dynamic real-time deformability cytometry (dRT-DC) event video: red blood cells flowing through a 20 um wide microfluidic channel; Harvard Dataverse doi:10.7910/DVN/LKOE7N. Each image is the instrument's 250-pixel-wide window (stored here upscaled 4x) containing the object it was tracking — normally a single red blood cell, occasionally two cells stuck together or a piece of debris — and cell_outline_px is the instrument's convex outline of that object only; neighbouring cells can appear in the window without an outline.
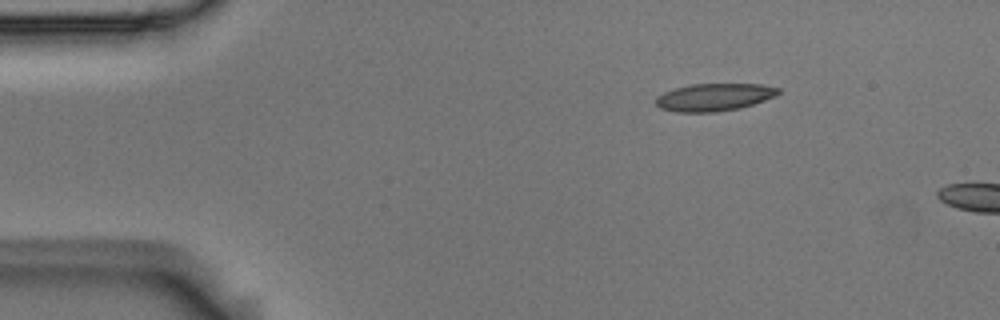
{"species": "Egyptian fruit bat (a non-hibernating species)", "species_latin": "Rousettus aegyptiacus", "temperature_condition": "room temperature", "stored_images_in_passage": 2, "camera_frame_rate_fps": 3000, "um_per_image_px": 0.085, "animal": {"sex": "male"}, "frame": {"image": 1, "passage_image": 1, "time_ms": 0.0, "image_size_px": [1000, 320], "cell_outline_px": [[780, 92], [764, 100], [740, 108], [716, 112], [676, 112], [660, 108], [656, 104], [656, 96], [664, 92], [676, 88], [692, 84], [760, 84], [780, 88]], "centroid_in_image_um": [60.67, 8.26], "position_along_channel_um": 24.3, "area_um2": 19.48}}